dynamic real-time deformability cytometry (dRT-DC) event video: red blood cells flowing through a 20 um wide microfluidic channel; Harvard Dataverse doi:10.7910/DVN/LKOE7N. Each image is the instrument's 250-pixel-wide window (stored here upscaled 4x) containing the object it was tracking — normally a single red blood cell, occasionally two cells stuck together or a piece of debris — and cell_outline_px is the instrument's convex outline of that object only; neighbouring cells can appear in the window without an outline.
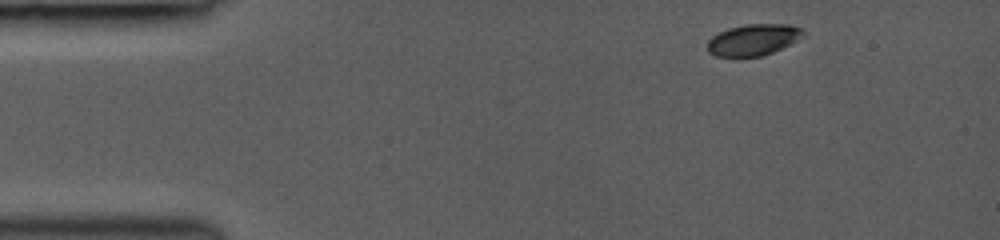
{"species": "common noctule bat (a hibernating species)", "species_latin": "Nyctalus noctula", "temperature_condition": "room temperature", "stored_images_in_passage": 12, "camera_frame_rate_fps": 3000, "um_per_image_px": 0.085, "animal": {"sex": "female", "body_mass_g": 19.0, "forearm_length_mm": 53.3}, "frame": {"image": 1, "passage_image": 1, "time_ms": 0.0, "image_size_px": [1000, 240], "cell_outline_px": [[804, 36], [764, 56], [716, 56], [708, 52], [708, 40], [712, 36], [728, 28], [744, 24], [788, 24], [800, 28], [804, 32]], "centroid_in_image_um": [64.01, 3.37], "position_along_channel_um": 21.0, "area_um2": 17.28}}
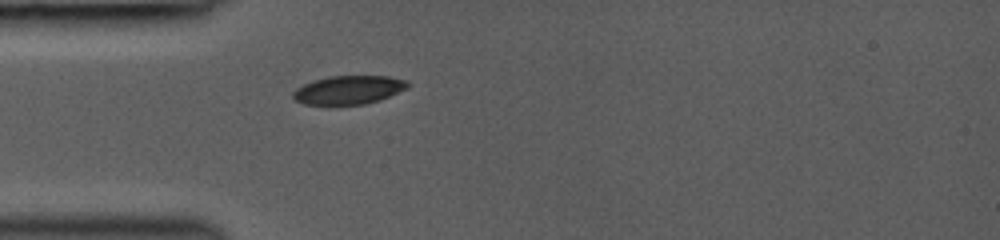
{"frame": {"image": 2, "passage_image": 6, "time_ms": 1.667, "image_size_px": [1000, 240], "cell_outline_px": [[408, 88], [380, 100], [364, 104], [304, 104], [296, 100], [292, 96], [292, 92], [296, 88], [312, 80], [328, 76], [388, 76], [408, 80]], "centroid_in_image_um": [29.64, 7.63], "position_along_channel_um": 55.4, "area_um2": 19.07}}
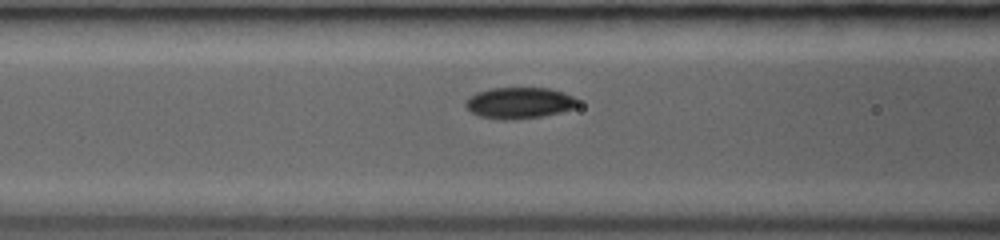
{"frame": {"image": 3, "passage_image": 11, "time_ms": 3.333, "image_size_px": [1000, 240], "cell_outline_px": [[580, 104], [572, 108], [560, 112], [540, 116], [512, 120], [500, 120], [480, 116], [472, 112], [464, 104], [468, 96], [476, 92], [492, 88], [548, 88], [564, 92], [572, 96]], "centroid_in_image_um": [44.11, 8.74], "position_along_channel_um": 122.5, "area_um2": 20.35}}